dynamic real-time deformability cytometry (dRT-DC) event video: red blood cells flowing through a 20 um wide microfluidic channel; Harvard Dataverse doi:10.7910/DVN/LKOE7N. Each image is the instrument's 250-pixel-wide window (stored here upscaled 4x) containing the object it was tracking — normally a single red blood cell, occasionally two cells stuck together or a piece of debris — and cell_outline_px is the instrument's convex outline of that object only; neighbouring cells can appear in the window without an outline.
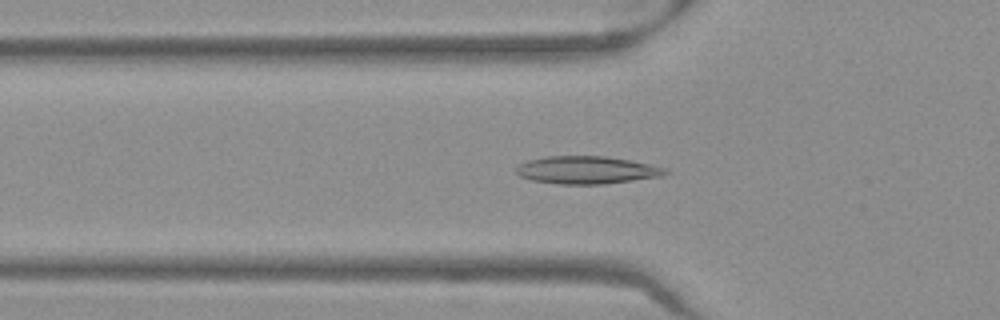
{"species": "Egyptian fruit bat (a non-hibernating species)", "species_latin": "Rousettus aegyptiacus", "temperature_condition": "warm", "stored_images_in_passage": 50, "camera_frame_rate_fps": 3000, "um_per_image_px": 0.085, "frame": {"image": 1, "passage_image": 16, "time_ms": 5.0, "image_size_px": [1000, 320], "cell_outline_px": [[672, 172], [664, 176], [604, 184], [556, 184], [532, 180], [520, 176], [516, 172], [516, 168], [520, 164], [528, 160], [544, 156], [604, 156], [628, 160], [648, 164], [664, 168]], "centroid_in_image_um": [49.88, 14.46], "position_along_channel_um": 75.9, "area_um2": 24.04}}
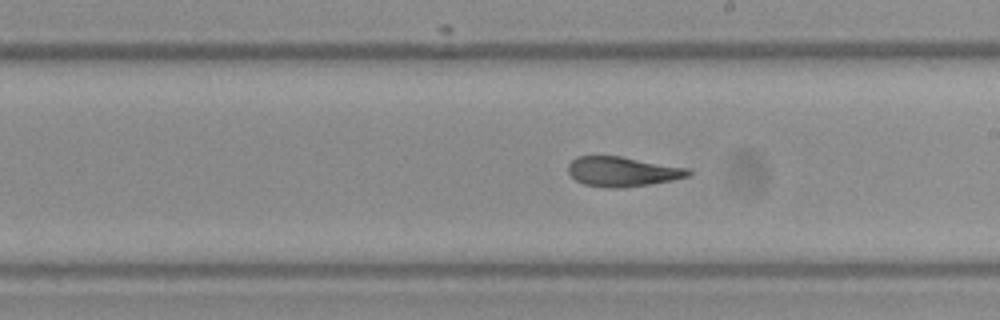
{"frame": {"image": 2, "passage_image": 28, "time_ms": 9.0, "image_size_px": [1000, 320], "cell_outline_px": [[692, 172], [688, 176], [672, 180], [648, 184], [616, 188], [604, 188], [584, 184], [576, 180], [568, 172], [568, 164], [576, 156], [620, 156], [688, 168]], "centroid_in_image_um": [52.88, 14.58], "position_along_channel_um": 236.1, "area_um2": 20.69}}
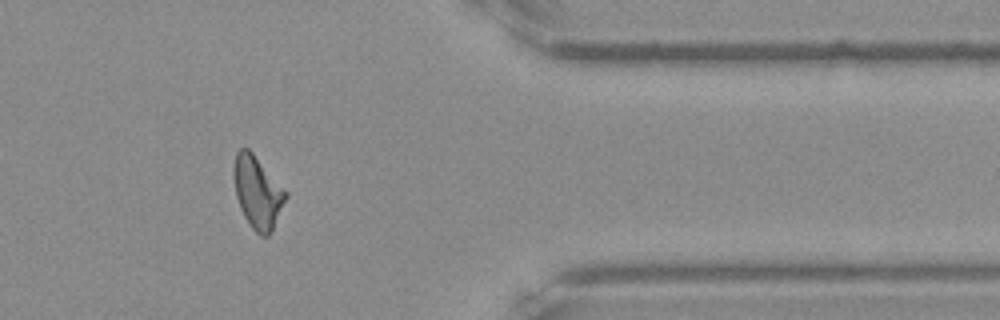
{"frame": {"image": 3, "passage_image": 41, "time_ms": 13.333, "image_size_px": [1000, 320], "cell_outline_px": [[288, 196], [268, 236], [260, 236], [252, 228], [244, 216], [240, 208], [236, 196], [232, 176], [232, 168], [236, 152], [240, 148], [248, 148], [252, 152], [288, 192]], "centroid_in_image_um": [21.86, 16.31], "position_along_channel_um": 389.5, "area_um2": 21.85}, "authors_computed_cell_mechanics": {"area_um2": 21.8195, "velocity_mm_per_s": 3.9841, "shape_relaxation_time_tau1_ms": null, "shape_relaxation_time_tau2_ms": 2.6283, "deformation_change_tau1": null, "deformation_change_tau2": 0.084}}